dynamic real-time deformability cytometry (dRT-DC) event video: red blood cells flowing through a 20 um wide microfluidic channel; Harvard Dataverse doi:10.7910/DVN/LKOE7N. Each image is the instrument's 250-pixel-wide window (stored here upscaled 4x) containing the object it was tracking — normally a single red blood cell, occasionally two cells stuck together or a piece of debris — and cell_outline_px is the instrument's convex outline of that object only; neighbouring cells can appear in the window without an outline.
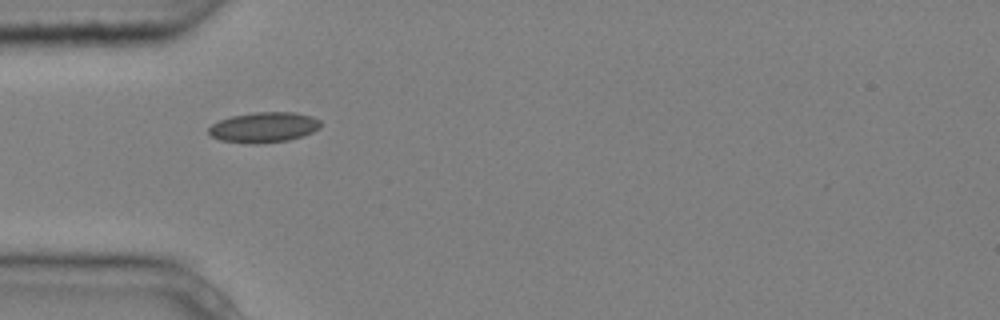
{"species": "common noctule bat (a hibernating species)", "species_latin": "Nyctalus noctula", "temperature_condition": "cold", "stored_images_in_passage": 2, "camera_frame_rate_fps": 3000, "um_per_image_px": 0.085, "animal": {"sex": "male", "body_mass_g": 20.4}, "frame": {"image": 1, "passage_image": 1, "time_ms": 0.0, "image_size_px": [1000, 320], "cell_outline_px": [[320, 128], [312, 132], [288, 140], [260, 144], [248, 144], [220, 140], [212, 136], [208, 132], [208, 128], [212, 124], [220, 120], [232, 116], [252, 112], [292, 112], [312, 116], [320, 120]], "centroid_in_image_um": [22.41, 10.82], "position_along_channel_um": 62.6, "area_um2": 19.83}}
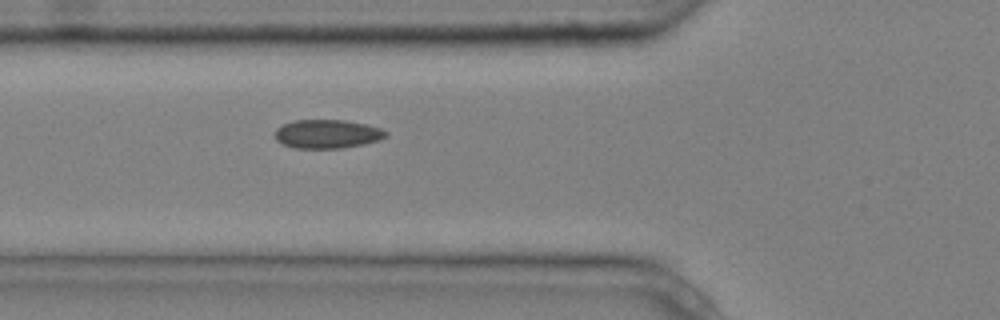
{"frame": {"image": 2, "passage_image": 2, "time_ms": 0.333, "image_size_px": [1000, 320], "cell_outline_px": [[388, 136], [380, 140], [364, 144], [344, 148], [296, 148], [284, 144], [276, 140], [276, 128], [292, 120], [344, 120], [364, 124], [380, 128], [388, 132]], "centroid_in_image_um": [27.84, 11.39], "position_along_channel_um": 98.0, "area_um2": 18.55}}